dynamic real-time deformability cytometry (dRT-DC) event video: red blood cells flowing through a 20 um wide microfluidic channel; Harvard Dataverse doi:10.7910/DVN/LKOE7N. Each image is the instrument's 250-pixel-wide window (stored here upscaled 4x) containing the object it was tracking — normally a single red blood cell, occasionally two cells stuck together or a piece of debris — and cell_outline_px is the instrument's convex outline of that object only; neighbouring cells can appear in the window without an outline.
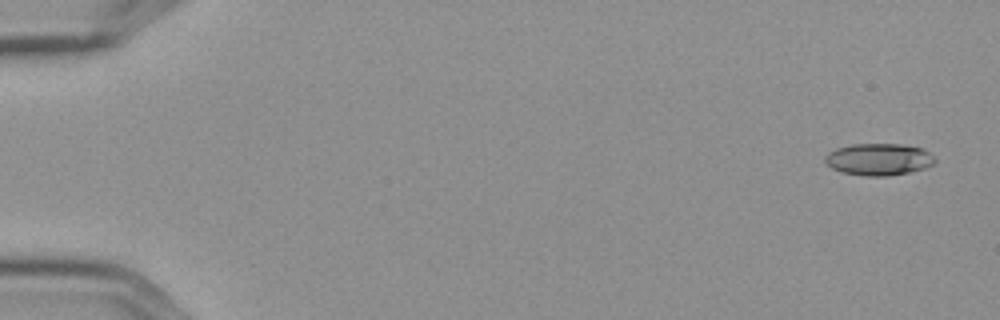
{"species": "Egyptian fruit bat (a non-hibernating species)", "species_latin": "Rousettus aegyptiacus", "temperature_condition": "cold", "stored_images_in_passage": 5, "camera_frame_rate_fps": 3000, "um_per_image_px": 0.085, "frame": {"image": 1, "passage_image": 1, "time_ms": 0.0, "image_size_px": [1000, 320], "cell_outline_px": [[936, 160], [932, 164], [924, 168], [908, 172], [888, 176], [864, 176], [840, 172], [832, 168], [824, 160], [824, 156], [828, 152], [836, 148], [852, 144], [900, 144], [924, 148]], "centroid_in_image_um": [74.66, 13.54], "position_along_channel_um": 10.3, "area_um2": 20.46}}
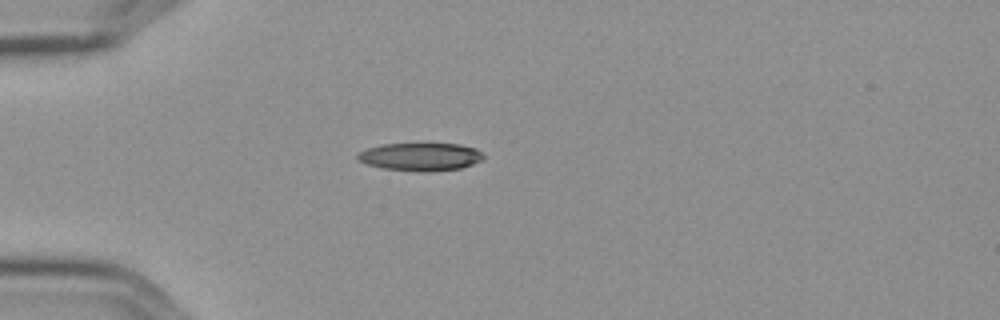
{"frame": {"image": 2, "passage_image": 5, "time_ms": 1.333, "image_size_px": [1000, 320], "cell_outline_px": [[484, 156], [480, 160], [472, 164], [460, 168], [432, 172], [420, 172], [384, 168], [368, 164], [360, 160], [356, 156], [360, 152], [368, 148], [384, 144], [460, 144], [476, 148]], "centroid_in_image_um": [35.77, 13.33], "position_along_channel_um": 49.2, "area_um2": 20.23}}